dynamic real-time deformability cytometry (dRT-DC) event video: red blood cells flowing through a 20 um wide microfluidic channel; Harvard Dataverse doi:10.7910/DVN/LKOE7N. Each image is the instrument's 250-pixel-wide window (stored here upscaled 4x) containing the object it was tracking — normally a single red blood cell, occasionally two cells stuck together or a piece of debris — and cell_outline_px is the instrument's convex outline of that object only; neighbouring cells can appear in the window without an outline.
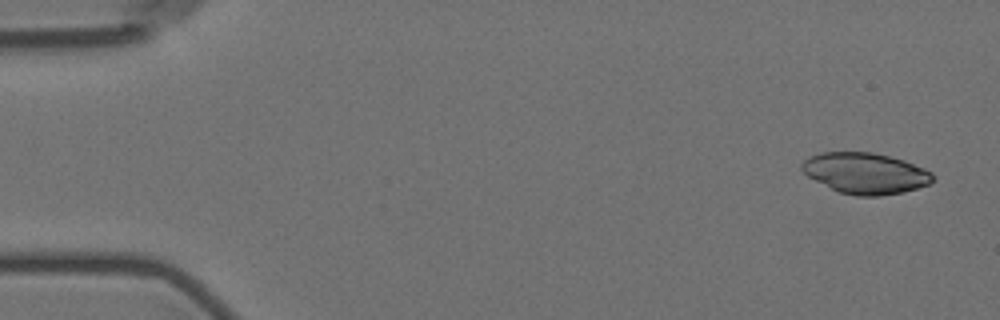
{"species": "Egyptian fruit bat (a non-hibernating species)", "species_latin": "Rousettus aegyptiacus", "temperature_condition": "room temperature", "stored_images_in_passage": 5, "camera_frame_rate_fps": 3000, "um_per_image_px": 0.085, "animal": {"sex": "female"}, "frame": {"image": 1, "passage_image": 1, "time_ms": 0.0, "image_size_px": [1000, 320], "cell_outline_px": [[936, 180], [928, 184], [904, 192], [880, 196], [856, 196], [840, 192], [808, 176], [800, 168], [800, 164], [808, 156], [824, 152], [872, 152], [904, 160], [924, 168], [932, 172], [936, 176]], "centroid_in_image_um": [73.58, 14.72], "position_along_channel_um": 11.4, "area_um2": 31.27}}